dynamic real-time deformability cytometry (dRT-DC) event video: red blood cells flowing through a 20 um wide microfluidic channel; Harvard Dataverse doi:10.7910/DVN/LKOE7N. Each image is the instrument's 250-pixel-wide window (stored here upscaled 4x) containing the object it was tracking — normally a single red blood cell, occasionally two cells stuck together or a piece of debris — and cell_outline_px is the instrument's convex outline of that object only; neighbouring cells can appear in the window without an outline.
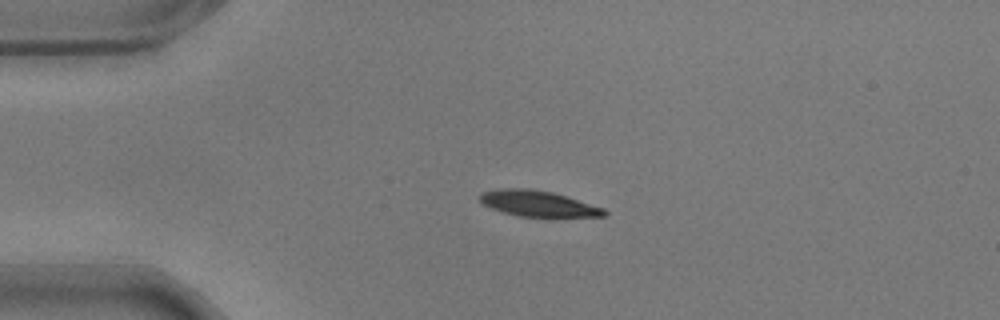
{"species": "common noctule bat (a hibernating species)", "species_latin": "Nyctalus noctula", "temperature_condition": "warm", "stored_images_in_passage": 38, "camera_frame_rate_fps": 3000, "um_per_image_px": 0.085, "animal": {"sex": "male", "body_mass_g": 17.9}, "frame": {"image": 1, "passage_image": 1, "time_ms": 0.0, "image_size_px": [1000, 320], "cell_outline_px": [[608, 216], [520, 216], [504, 212], [480, 204], [476, 196], [480, 192], [500, 188], [532, 188], [552, 192], [604, 208], [608, 212]], "centroid_in_image_um": [45.65, 17.28], "position_along_channel_um": 39.4, "area_um2": 18.73}}
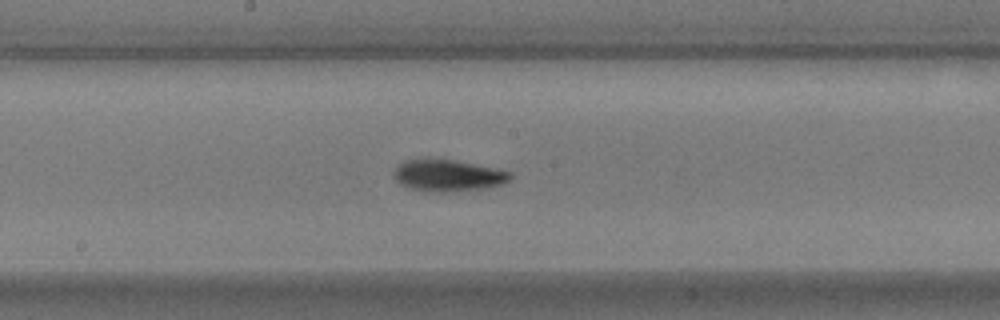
{"frame": {"image": 2, "passage_image": 18, "time_ms": 5.667, "image_size_px": [1000, 320], "cell_outline_px": [[512, 176], [504, 184], [488, 188], [444, 192], [436, 192], [412, 188], [400, 184], [396, 180], [392, 172], [396, 164], [404, 160], [428, 156], [456, 160], [512, 172]], "centroid_in_image_um": [38.02, 14.87], "position_along_channel_um": 210.2, "area_um2": 22.08}}
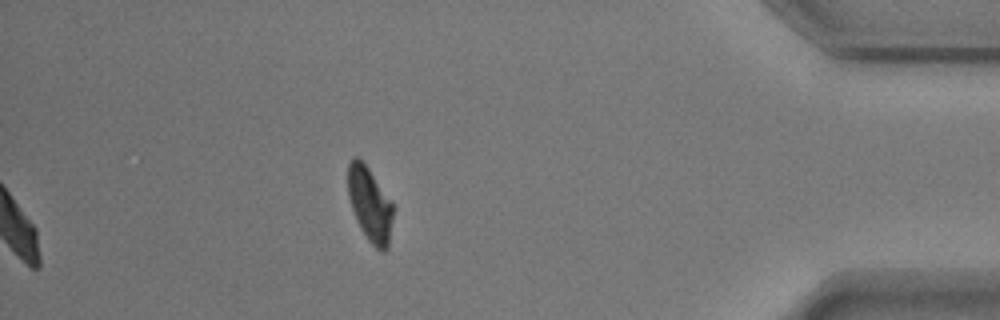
{"frame": {"image": 3, "passage_image": 38, "time_ms": 12.333, "image_size_px": [1000, 320], "cell_outline_px": [[392, 216], [388, 248], [384, 252], [380, 252], [368, 240], [360, 228], [352, 208], [348, 196], [348, 164], [352, 156], [356, 156], [368, 168], [392, 204]], "centroid_in_image_um": [31.41, 17.39], "position_along_channel_um": 403.8, "area_um2": 19.07}, "authors_computed_cell_mechanics": {"area_um2": 20.4034, "velocity_mm_per_s": 3.5603, "shape_relaxation_time_tau1_ms": 2.374, "shape_relaxation_time_tau2_ms": 4.9868, "deformation_change_tau1": 0.1371, "deformation_change_tau2": 0.0764}}